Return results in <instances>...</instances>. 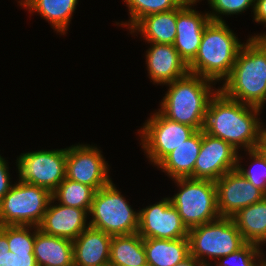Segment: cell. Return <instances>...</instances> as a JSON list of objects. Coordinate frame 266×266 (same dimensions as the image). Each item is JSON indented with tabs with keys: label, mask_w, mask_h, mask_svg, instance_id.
<instances>
[{
	"label": "cell",
	"mask_w": 266,
	"mask_h": 266,
	"mask_svg": "<svg viewBox=\"0 0 266 266\" xmlns=\"http://www.w3.org/2000/svg\"><path fill=\"white\" fill-rule=\"evenodd\" d=\"M261 110L230 99L218 90L208 104L203 130L228 142L237 151L256 149L263 136L264 125L258 118Z\"/></svg>",
	"instance_id": "1"
},
{
	"label": "cell",
	"mask_w": 266,
	"mask_h": 266,
	"mask_svg": "<svg viewBox=\"0 0 266 266\" xmlns=\"http://www.w3.org/2000/svg\"><path fill=\"white\" fill-rule=\"evenodd\" d=\"M223 86L228 98L263 109L266 103V33L249 36Z\"/></svg>",
	"instance_id": "2"
},
{
	"label": "cell",
	"mask_w": 266,
	"mask_h": 266,
	"mask_svg": "<svg viewBox=\"0 0 266 266\" xmlns=\"http://www.w3.org/2000/svg\"><path fill=\"white\" fill-rule=\"evenodd\" d=\"M216 83L188 72L185 76L166 84L169 86L157 110L172 121L203 130L210 99L219 89Z\"/></svg>",
	"instance_id": "3"
},
{
	"label": "cell",
	"mask_w": 266,
	"mask_h": 266,
	"mask_svg": "<svg viewBox=\"0 0 266 266\" xmlns=\"http://www.w3.org/2000/svg\"><path fill=\"white\" fill-rule=\"evenodd\" d=\"M243 44L225 21L210 20L203 31L197 55L188 64V71L216 84L224 81Z\"/></svg>",
	"instance_id": "4"
},
{
	"label": "cell",
	"mask_w": 266,
	"mask_h": 266,
	"mask_svg": "<svg viewBox=\"0 0 266 266\" xmlns=\"http://www.w3.org/2000/svg\"><path fill=\"white\" fill-rule=\"evenodd\" d=\"M89 216V226L110 236L129 235L138 232L139 210H133L118 191L113 181L95 191Z\"/></svg>",
	"instance_id": "5"
},
{
	"label": "cell",
	"mask_w": 266,
	"mask_h": 266,
	"mask_svg": "<svg viewBox=\"0 0 266 266\" xmlns=\"http://www.w3.org/2000/svg\"><path fill=\"white\" fill-rule=\"evenodd\" d=\"M190 255L203 266L240 249L246 242L231 217H219L189 230ZM208 259V260H207Z\"/></svg>",
	"instance_id": "6"
},
{
	"label": "cell",
	"mask_w": 266,
	"mask_h": 266,
	"mask_svg": "<svg viewBox=\"0 0 266 266\" xmlns=\"http://www.w3.org/2000/svg\"><path fill=\"white\" fill-rule=\"evenodd\" d=\"M172 181L179 190L170 200L188 230L220 217L214 181L192 178Z\"/></svg>",
	"instance_id": "7"
},
{
	"label": "cell",
	"mask_w": 266,
	"mask_h": 266,
	"mask_svg": "<svg viewBox=\"0 0 266 266\" xmlns=\"http://www.w3.org/2000/svg\"><path fill=\"white\" fill-rule=\"evenodd\" d=\"M51 199L47 189L18 180L0 200V226L38 227Z\"/></svg>",
	"instance_id": "8"
},
{
	"label": "cell",
	"mask_w": 266,
	"mask_h": 266,
	"mask_svg": "<svg viewBox=\"0 0 266 266\" xmlns=\"http://www.w3.org/2000/svg\"><path fill=\"white\" fill-rule=\"evenodd\" d=\"M138 130L141 144L147 158L157 165L167 154L190 138L197 130L172 121L159 111L152 113Z\"/></svg>",
	"instance_id": "9"
},
{
	"label": "cell",
	"mask_w": 266,
	"mask_h": 266,
	"mask_svg": "<svg viewBox=\"0 0 266 266\" xmlns=\"http://www.w3.org/2000/svg\"><path fill=\"white\" fill-rule=\"evenodd\" d=\"M66 158L67 148L21 153L16 160L19 180L53 193L65 179Z\"/></svg>",
	"instance_id": "10"
},
{
	"label": "cell",
	"mask_w": 266,
	"mask_h": 266,
	"mask_svg": "<svg viewBox=\"0 0 266 266\" xmlns=\"http://www.w3.org/2000/svg\"><path fill=\"white\" fill-rule=\"evenodd\" d=\"M102 151L89 144H76L67 147L65 178L86 184L95 191L108 185L109 165Z\"/></svg>",
	"instance_id": "11"
},
{
	"label": "cell",
	"mask_w": 266,
	"mask_h": 266,
	"mask_svg": "<svg viewBox=\"0 0 266 266\" xmlns=\"http://www.w3.org/2000/svg\"><path fill=\"white\" fill-rule=\"evenodd\" d=\"M143 239H179L188 238L189 230L182 222L170 197H165L153 205L139 211L137 232Z\"/></svg>",
	"instance_id": "12"
},
{
	"label": "cell",
	"mask_w": 266,
	"mask_h": 266,
	"mask_svg": "<svg viewBox=\"0 0 266 266\" xmlns=\"http://www.w3.org/2000/svg\"><path fill=\"white\" fill-rule=\"evenodd\" d=\"M215 185L220 217H232L244 207L266 197L262 190L249 182L237 169L225 173Z\"/></svg>",
	"instance_id": "13"
},
{
	"label": "cell",
	"mask_w": 266,
	"mask_h": 266,
	"mask_svg": "<svg viewBox=\"0 0 266 266\" xmlns=\"http://www.w3.org/2000/svg\"><path fill=\"white\" fill-rule=\"evenodd\" d=\"M238 151L228 142L202 130V145L194 166V179L216 182L228 171L236 169Z\"/></svg>",
	"instance_id": "14"
},
{
	"label": "cell",
	"mask_w": 266,
	"mask_h": 266,
	"mask_svg": "<svg viewBox=\"0 0 266 266\" xmlns=\"http://www.w3.org/2000/svg\"><path fill=\"white\" fill-rule=\"evenodd\" d=\"M195 4L197 1L185 0L177 8L176 38L173 46L187 65L197 55L203 31L210 21L208 12L201 14L193 9Z\"/></svg>",
	"instance_id": "15"
},
{
	"label": "cell",
	"mask_w": 266,
	"mask_h": 266,
	"mask_svg": "<svg viewBox=\"0 0 266 266\" xmlns=\"http://www.w3.org/2000/svg\"><path fill=\"white\" fill-rule=\"evenodd\" d=\"M54 202L52 198L38 228L48 235L75 240L89 226V214L83 209Z\"/></svg>",
	"instance_id": "16"
},
{
	"label": "cell",
	"mask_w": 266,
	"mask_h": 266,
	"mask_svg": "<svg viewBox=\"0 0 266 266\" xmlns=\"http://www.w3.org/2000/svg\"><path fill=\"white\" fill-rule=\"evenodd\" d=\"M145 54L147 73L153 84L166 85L189 72L187 63L171 44L150 43Z\"/></svg>",
	"instance_id": "17"
},
{
	"label": "cell",
	"mask_w": 266,
	"mask_h": 266,
	"mask_svg": "<svg viewBox=\"0 0 266 266\" xmlns=\"http://www.w3.org/2000/svg\"><path fill=\"white\" fill-rule=\"evenodd\" d=\"M112 236L88 226L73 240L74 266H109Z\"/></svg>",
	"instance_id": "18"
},
{
	"label": "cell",
	"mask_w": 266,
	"mask_h": 266,
	"mask_svg": "<svg viewBox=\"0 0 266 266\" xmlns=\"http://www.w3.org/2000/svg\"><path fill=\"white\" fill-rule=\"evenodd\" d=\"M202 145V130H197L180 146L167 154L156 166L173 179H194V166Z\"/></svg>",
	"instance_id": "19"
},
{
	"label": "cell",
	"mask_w": 266,
	"mask_h": 266,
	"mask_svg": "<svg viewBox=\"0 0 266 266\" xmlns=\"http://www.w3.org/2000/svg\"><path fill=\"white\" fill-rule=\"evenodd\" d=\"M33 254L37 266H74L72 240L48 235L38 227Z\"/></svg>",
	"instance_id": "20"
},
{
	"label": "cell",
	"mask_w": 266,
	"mask_h": 266,
	"mask_svg": "<svg viewBox=\"0 0 266 266\" xmlns=\"http://www.w3.org/2000/svg\"><path fill=\"white\" fill-rule=\"evenodd\" d=\"M177 9L141 18L129 31L139 32L145 42L173 45L176 38Z\"/></svg>",
	"instance_id": "21"
},
{
	"label": "cell",
	"mask_w": 266,
	"mask_h": 266,
	"mask_svg": "<svg viewBox=\"0 0 266 266\" xmlns=\"http://www.w3.org/2000/svg\"><path fill=\"white\" fill-rule=\"evenodd\" d=\"M148 266H175L190 255L189 239H144Z\"/></svg>",
	"instance_id": "22"
},
{
	"label": "cell",
	"mask_w": 266,
	"mask_h": 266,
	"mask_svg": "<svg viewBox=\"0 0 266 266\" xmlns=\"http://www.w3.org/2000/svg\"><path fill=\"white\" fill-rule=\"evenodd\" d=\"M246 243H266V197L239 210L231 217Z\"/></svg>",
	"instance_id": "23"
},
{
	"label": "cell",
	"mask_w": 266,
	"mask_h": 266,
	"mask_svg": "<svg viewBox=\"0 0 266 266\" xmlns=\"http://www.w3.org/2000/svg\"><path fill=\"white\" fill-rule=\"evenodd\" d=\"M78 0H27L22 6L28 12L41 15L52 28L66 35Z\"/></svg>",
	"instance_id": "24"
},
{
	"label": "cell",
	"mask_w": 266,
	"mask_h": 266,
	"mask_svg": "<svg viewBox=\"0 0 266 266\" xmlns=\"http://www.w3.org/2000/svg\"><path fill=\"white\" fill-rule=\"evenodd\" d=\"M144 239L138 234L112 236L109 266H146Z\"/></svg>",
	"instance_id": "25"
},
{
	"label": "cell",
	"mask_w": 266,
	"mask_h": 266,
	"mask_svg": "<svg viewBox=\"0 0 266 266\" xmlns=\"http://www.w3.org/2000/svg\"><path fill=\"white\" fill-rule=\"evenodd\" d=\"M94 193L92 187L65 178L52 193V198L58 201L56 203L80 208L89 214Z\"/></svg>",
	"instance_id": "26"
},
{
	"label": "cell",
	"mask_w": 266,
	"mask_h": 266,
	"mask_svg": "<svg viewBox=\"0 0 266 266\" xmlns=\"http://www.w3.org/2000/svg\"><path fill=\"white\" fill-rule=\"evenodd\" d=\"M128 8L130 19L121 23V27L126 26L131 29L141 18L170 10L177 9L185 0H123ZM127 22V23H126Z\"/></svg>",
	"instance_id": "27"
},
{
	"label": "cell",
	"mask_w": 266,
	"mask_h": 266,
	"mask_svg": "<svg viewBox=\"0 0 266 266\" xmlns=\"http://www.w3.org/2000/svg\"><path fill=\"white\" fill-rule=\"evenodd\" d=\"M239 154L237 155L236 169L255 187L266 194V160L263 155L257 149L248 150L246 155L248 154L253 162H250L249 169H247L241 165L242 156Z\"/></svg>",
	"instance_id": "28"
},
{
	"label": "cell",
	"mask_w": 266,
	"mask_h": 266,
	"mask_svg": "<svg viewBox=\"0 0 266 266\" xmlns=\"http://www.w3.org/2000/svg\"><path fill=\"white\" fill-rule=\"evenodd\" d=\"M262 247L245 243L240 249L218 259L215 266H258L261 263ZM213 266V265H211Z\"/></svg>",
	"instance_id": "29"
},
{
	"label": "cell",
	"mask_w": 266,
	"mask_h": 266,
	"mask_svg": "<svg viewBox=\"0 0 266 266\" xmlns=\"http://www.w3.org/2000/svg\"><path fill=\"white\" fill-rule=\"evenodd\" d=\"M35 234L36 226H7L9 250L14 253H33Z\"/></svg>",
	"instance_id": "30"
},
{
	"label": "cell",
	"mask_w": 266,
	"mask_h": 266,
	"mask_svg": "<svg viewBox=\"0 0 266 266\" xmlns=\"http://www.w3.org/2000/svg\"><path fill=\"white\" fill-rule=\"evenodd\" d=\"M212 12L208 11V16L212 21L224 22L221 15H233L247 11L252 7L254 11L255 0H208Z\"/></svg>",
	"instance_id": "31"
},
{
	"label": "cell",
	"mask_w": 266,
	"mask_h": 266,
	"mask_svg": "<svg viewBox=\"0 0 266 266\" xmlns=\"http://www.w3.org/2000/svg\"><path fill=\"white\" fill-rule=\"evenodd\" d=\"M10 176L8 162L0 154V200L13 185Z\"/></svg>",
	"instance_id": "32"
},
{
	"label": "cell",
	"mask_w": 266,
	"mask_h": 266,
	"mask_svg": "<svg viewBox=\"0 0 266 266\" xmlns=\"http://www.w3.org/2000/svg\"><path fill=\"white\" fill-rule=\"evenodd\" d=\"M253 19L256 23H263L266 27V0H255Z\"/></svg>",
	"instance_id": "33"
},
{
	"label": "cell",
	"mask_w": 266,
	"mask_h": 266,
	"mask_svg": "<svg viewBox=\"0 0 266 266\" xmlns=\"http://www.w3.org/2000/svg\"><path fill=\"white\" fill-rule=\"evenodd\" d=\"M17 266H37L33 253H15Z\"/></svg>",
	"instance_id": "34"
},
{
	"label": "cell",
	"mask_w": 266,
	"mask_h": 266,
	"mask_svg": "<svg viewBox=\"0 0 266 266\" xmlns=\"http://www.w3.org/2000/svg\"><path fill=\"white\" fill-rule=\"evenodd\" d=\"M0 266H17L16 254L10 250L0 254Z\"/></svg>",
	"instance_id": "35"
},
{
	"label": "cell",
	"mask_w": 266,
	"mask_h": 266,
	"mask_svg": "<svg viewBox=\"0 0 266 266\" xmlns=\"http://www.w3.org/2000/svg\"><path fill=\"white\" fill-rule=\"evenodd\" d=\"M9 250L7 226H0V254Z\"/></svg>",
	"instance_id": "36"
},
{
	"label": "cell",
	"mask_w": 266,
	"mask_h": 266,
	"mask_svg": "<svg viewBox=\"0 0 266 266\" xmlns=\"http://www.w3.org/2000/svg\"><path fill=\"white\" fill-rule=\"evenodd\" d=\"M175 266H203L194 256L189 255L183 261L177 263Z\"/></svg>",
	"instance_id": "37"
},
{
	"label": "cell",
	"mask_w": 266,
	"mask_h": 266,
	"mask_svg": "<svg viewBox=\"0 0 266 266\" xmlns=\"http://www.w3.org/2000/svg\"><path fill=\"white\" fill-rule=\"evenodd\" d=\"M256 149L263 155L266 160V137L263 135Z\"/></svg>",
	"instance_id": "38"
},
{
	"label": "cell",
	"mask_w": 266,
	"mask_h": 266,
	"mask_svg": "<svg viewBox=\"0 0 266 266\" xmlns=\"http://www.w3.org/2000/svg\"><path fill=\"white\" fill-rule=\"evenodd\" d=\"M261 256H263V257H261V263H262L264 266H266V258L264 257V256H266V255H264L263 251H261Z\"/></svg>",
	"instance_id": "39"
},
{
	"label": "cell",
	"mask_w": 266,
	"mask_h": 266,
	"mask_svg": "<svg viewBox=\"0 0 266 266\" xmlns=\"http://www.w3.org/2000/svg\"><path fill=\"white\" fill-rule=\"evenodd\" d=\"M27 0H19L18 3L20 4V6L22 7V5L26 2Z\"/></svg>",
	"instance_id": "40"
},
{
	"label": "cell",
	"mask_w": 266,
	"mask_h": 266,
	"mask_svg": "<svg viewBox=\"0 0 266 266\" xmlns=\"http://www.w3.org/2000/svg\"><path fill=\"white\" fill-rule=\"evenodd\" d=\"M263 135L266 137V125L263 126Z\"/></svg>",
	"instance_id": "41"
},
{
	"label": "cell",
	"mask_w": 266,
	"mask_h": 266,
	"mask_svg": "<svg viewBox=\"0 0 266 266\" xmlns=\"http://www.w3.org/2000/svg\"><path fill=\"white\" fill-rule=\"evenodd\" d=\"M187 1H197V2H199V1H201V0H187Z\"/></svg>",
	"instance_id": "42"
}]
</instances>
